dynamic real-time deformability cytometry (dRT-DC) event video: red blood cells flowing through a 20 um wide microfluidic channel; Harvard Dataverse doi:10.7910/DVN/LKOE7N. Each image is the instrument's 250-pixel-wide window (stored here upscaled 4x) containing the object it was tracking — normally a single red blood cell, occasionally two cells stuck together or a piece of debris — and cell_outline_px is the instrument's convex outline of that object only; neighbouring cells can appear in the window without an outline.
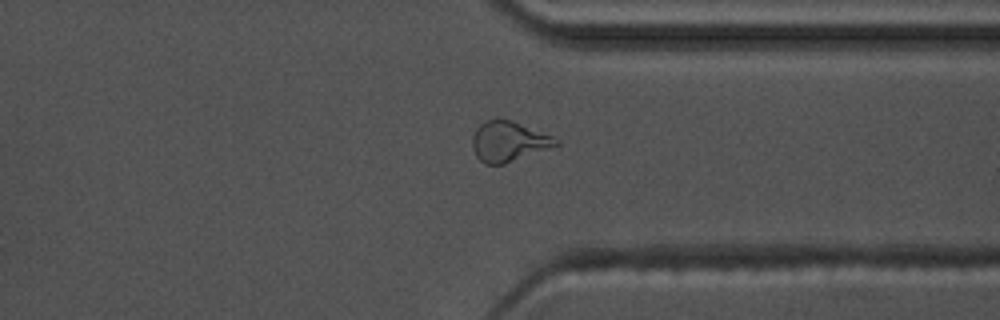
{"species": "common noctule bat (a hibernating species)", "species_latin": "Nyctalus noctula", "temperature_condition": "warm", "stored_images_in_passage": 33, "camera_frame_rate_fps": 3000, "um_per_image_px": 0.085, "animal": {"sex": "male", "body_mass_g": 17.5, "forearm_length_mm": 52.3}, "frame": {"image": 1, "passage_image": 28, "time_ms": 9.0, "image_size_px": [1000, 320], "cell_outline_px": [[560, 144], [504, 164], [484, 164], [476, 156], [472, 148], [472, 136], [476, 128], [484, 120], [512, 120], [552, 136], [560, 140]], "centroid_in_image_um": [43.2, 12.03], "position_along_channel_um": 368.2, "area_um2": 19.42}, "authors_computed_cell_mechanics": {"area_um2": 17.918, "velocity_mm_per_s": 3.6453, "shape_relaxation_time_tau1_ms": 7.5801, "shape_relaxation_time_tau2_ms": 1.644, "deformation_change_tau1": 0.2192, "deformation_change_tau2": 0.0941}}